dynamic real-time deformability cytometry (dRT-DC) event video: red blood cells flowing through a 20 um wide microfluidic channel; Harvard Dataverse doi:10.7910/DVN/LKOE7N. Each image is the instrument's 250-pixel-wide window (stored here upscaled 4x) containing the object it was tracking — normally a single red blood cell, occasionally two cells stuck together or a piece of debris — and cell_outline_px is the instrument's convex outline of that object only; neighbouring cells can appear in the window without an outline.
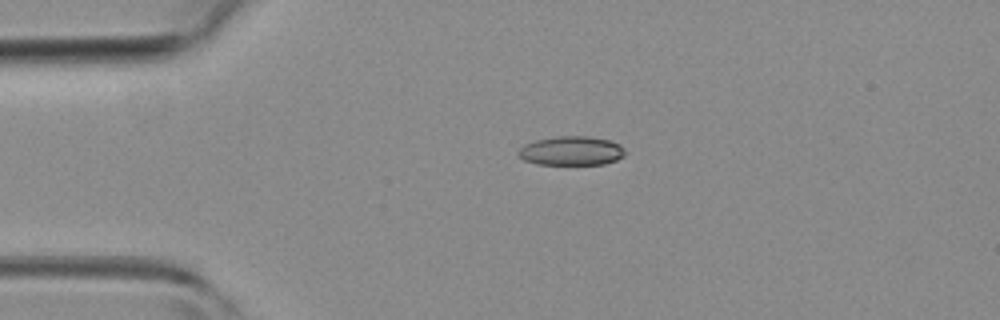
{"species": "common noctule bat (a hibernating species)", "species_latin": "Nyctalus noctula", "temperature_condition": "room temperature", "stored_images_in_passage": 3, "camera_frame_rate_fps": 3000, "um_per_image_px": 0.085, "animal": {"sex": "female", "body_mass_g": 19.3, "forearm_length_mm": 54.1}, "frame": {"image": 1, "passage_image": 2, "time_ms": 1.333, "image_size_px": [1000, 320], "cell_outline_px": [[624, 156], [616, 160], [604, 164], [536, 164], [524, 160], [516, 152], [524, 144], [536, 140], [556, 136], [588, 136], [612, 140], [620, 144], [624, 148]], "centroid_in_image_um": [48.58, 12.81], "position_along_channel_um": 36.4, "area_um2": 18.21}}